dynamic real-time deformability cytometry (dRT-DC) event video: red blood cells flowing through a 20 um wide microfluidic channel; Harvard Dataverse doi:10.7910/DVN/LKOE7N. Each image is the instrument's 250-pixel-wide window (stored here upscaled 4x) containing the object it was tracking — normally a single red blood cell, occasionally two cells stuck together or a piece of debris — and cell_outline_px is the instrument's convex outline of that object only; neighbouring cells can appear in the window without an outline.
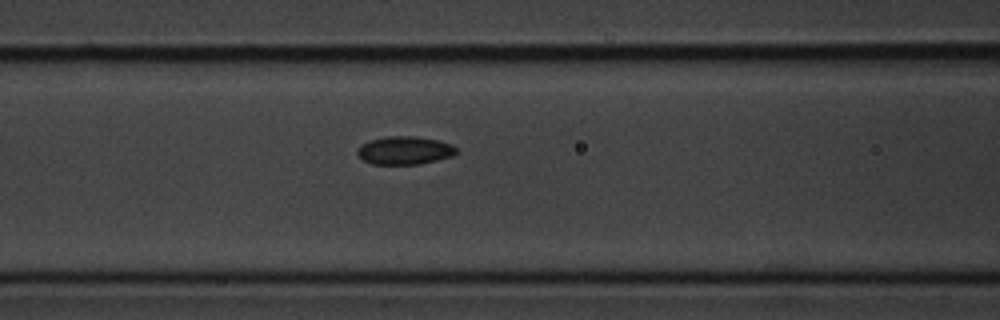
{"species": "common noctule bat (a hibernating species)", "species_latin": "Nyctalus noctula", "temperature_condition": "cold", "stored_images_in_passage": 7, "segment_of_instrument_passage": [2, 2], "camera_frame_rate_fps": 3000, "um_per_image_px": 0.085, "animal": {"sex": "male", "body_mass_g": 20.1, "forearm_length_mm": 53.5}, "frame": {"image": 1, "passage_image": 7, "time_ms": 7.0, "image_size_px": [1000, 320], "cell_outline_px": [[456, 152], [452, 156], [420, 164], [372, 164], [364, 160], [356, 152], [356, 148], [360, 144], [372, 140], [388, 136], [416, 136], [440, 140], [452, 144], [456, 148]], "centroid_in_image_um": [34.39, 12.78], "position_along_channel_um": 132.2, "area_um2": 16.24}}